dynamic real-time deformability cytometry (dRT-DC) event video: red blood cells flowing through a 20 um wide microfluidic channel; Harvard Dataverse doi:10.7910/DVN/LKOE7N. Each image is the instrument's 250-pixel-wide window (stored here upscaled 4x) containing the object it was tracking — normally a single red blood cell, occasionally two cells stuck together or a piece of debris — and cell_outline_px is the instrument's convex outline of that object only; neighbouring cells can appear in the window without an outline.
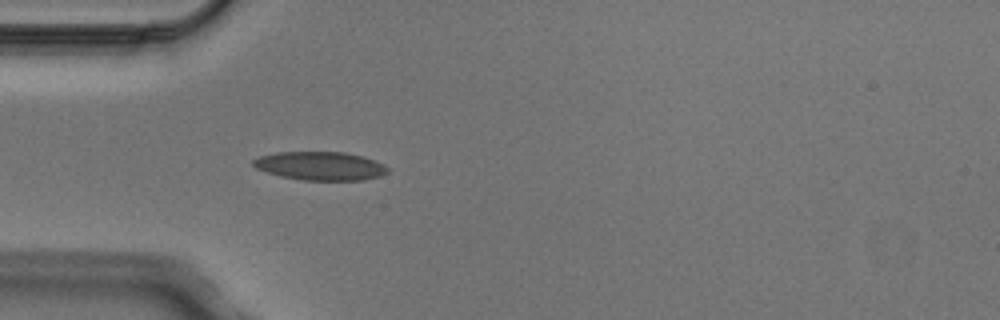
{"species": "Egyptian fruit bat (a non-hibernating species)", "species_latin": "Rousettus aegyptiacus", "temperature_condition": "cold", "stored_images_in_passage": 2, "camera_frame_rate_fps": 3000, "um_per_image_px": 0.085, "animal": {"sex": "male"}, "frame": {"image": 1, "passage_image": 2, "time_ms": 0.333, "image_size_px": [1000, 320], "cell_outline_px": [[388, 172], [380, 176], [364, 180], [304, 180], [280, 176], [256, 168], [252, 164], [252, 160], [260, 156], [276, 152], [344, 152], [364, 156], [384, 164], [388, 168]], "centroid_in_image_um": [27.24, 14.1], "position_along_channel_um": 57.8, "area_um2": 22.37}}